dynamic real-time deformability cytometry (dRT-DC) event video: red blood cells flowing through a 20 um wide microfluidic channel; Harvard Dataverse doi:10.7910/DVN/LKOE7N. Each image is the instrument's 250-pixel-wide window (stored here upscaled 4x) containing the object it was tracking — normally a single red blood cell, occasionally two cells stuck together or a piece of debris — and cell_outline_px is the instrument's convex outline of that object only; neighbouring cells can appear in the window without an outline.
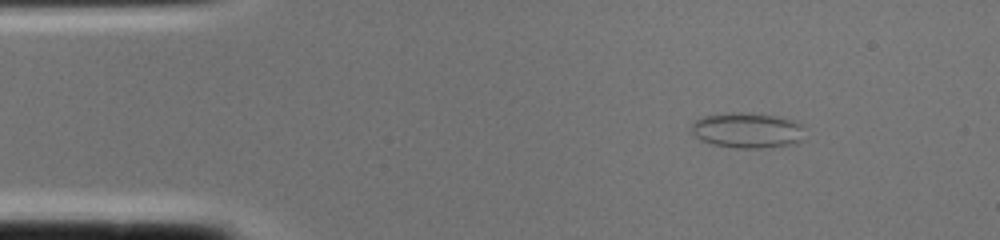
{"species": "common noctule bat (a hibernating species)", "species_latin": "Nyctalus noctula", "temperature_condition": "cold", "stored_images_in_passage": 1, "camera_frame_rate_fps": 3000, "um_per_image_px": 0.085, "animal": {"sex": "female", "body_mass_g": 22.0, "forearm_length_mm": 56.7}, "frame": {"image": 1, "passage_image": 1, "time_ms": 0.0, "image_size_px": [1000, 240], "cell_outline_px": [[804, 140], [796, 144], [760, 148], [736, 148], [712, 144], [700, 140], [692, 132], [692, 124], [696, 120], [704, 116], [740, 112], [776, 116], [796, 120], [804, 124]], "centroid_in_image_um": [63.61, 11.09], "position_along_channel_um": 21.4, "area_um2": 23.58}}